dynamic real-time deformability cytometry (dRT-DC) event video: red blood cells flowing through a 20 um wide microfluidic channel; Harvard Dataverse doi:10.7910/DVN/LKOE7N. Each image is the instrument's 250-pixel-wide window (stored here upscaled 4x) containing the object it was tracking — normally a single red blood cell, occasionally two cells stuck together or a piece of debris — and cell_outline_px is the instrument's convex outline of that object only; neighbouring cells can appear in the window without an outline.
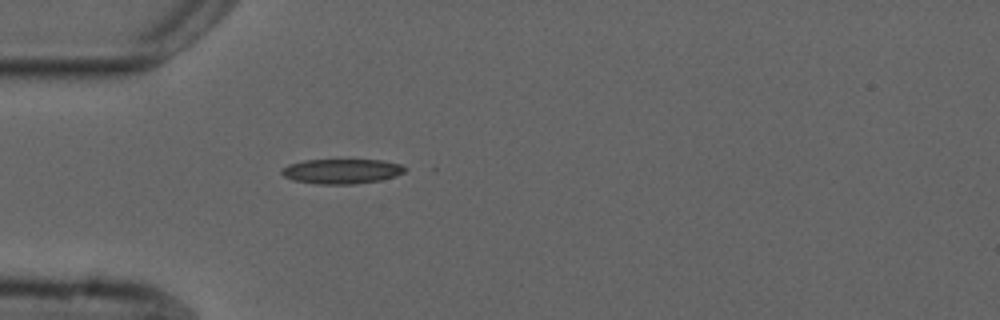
{"species": "common noctule bat (a hibernating species)", "species_latin": "Nyctalus noctula", "temperature_condition": "cold", "stored_images_in_passage": 40, "camera_frame_rate_fps": 3000, "um_per_image_px": 0.085, "animal": {"sex": "male", "forearm_length_mm": 52.5}, "frame": {"image": 1, "passage_image": 1, "time_ms": 0.0, "image_size_px": [1000, 320], "cell_outline_px": [[408, 168], [404, 172], [396, 176], [380, 180], [352, 184], [316, 184], [292, 180], [284, 176], [280, 172], [288, 164], [304, 160], [384, 160], [400, 164]], "centroid_in_image_um": [29.05, 14.55], "position_along_channel_um": 55.9, "area_um2": 17.86}}
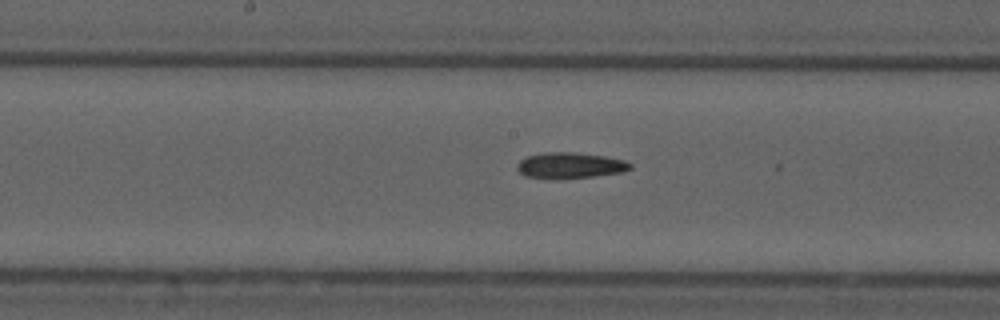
{"frame": {"image": 2, "passage_image": 13, "time_ms": 4.0, "image_size_px": [1000, 320], "cell_outline_px": [[632, 168], [624, 172], [560, 180], [556, 180], [524, 176], [516, 168], [516, 164], [520, 160], [528, 156], [544, 152], [576, 152], [604, 156], [624, 160], [632, 164]], "centroid_in_image_um": [48.43, 14.07], "position_along_channel_um": 199.8, "area_um2": 17.4}}
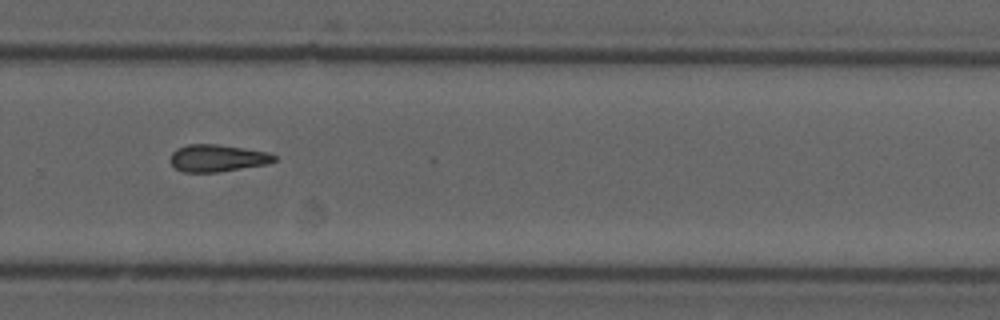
{"frame": {"image": 3, "passage_image": 22, "time_ms": 7.0, "image_size_px": [1000, 320], "cell_outline_px": [[276, 160], [268, 164], [220, 172], [184, 172], [176, 168], [172, 164], [172, 152], [176, 148], [188, 144], [216, 144], [244, 148], [268, 152], [276, 156]], "centroid_in_image_um": [18.5, 13.44], "position_along_channel_um": 311.3, "area_um2": 16.42}}